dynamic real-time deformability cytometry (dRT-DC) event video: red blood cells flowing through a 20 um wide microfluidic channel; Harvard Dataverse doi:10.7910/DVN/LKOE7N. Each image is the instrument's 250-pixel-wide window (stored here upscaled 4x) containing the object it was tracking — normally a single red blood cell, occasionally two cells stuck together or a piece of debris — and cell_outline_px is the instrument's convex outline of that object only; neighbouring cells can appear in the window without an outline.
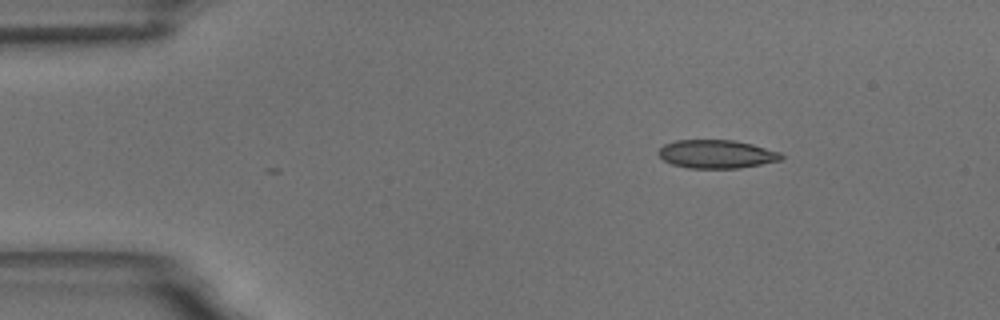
{"species": "common noctule bat (a hibernating species)", "species_latin": "Nyctalus noctula", "temperature_condition": "room temperature", "stored_images_in_passage": 3, "camera_frame_rate_fps": 3000, "um_per_image_px": 0.085, "animal": {"sex": "male", "body_mass_g": 18.8}, "frame": {"image": 1, "passage_image": 1, "time_ms": 0.0, "image_size_px": [1000, 320], "cell_outline_px": [[784, 160], [740, 168], [688, 168], [672, 164], [664, 160], [656, 152], [664, 144], [676, 140], [732, 140], [752, 144], [780, 152], [784, 156]], "centroid_in_image_um": [60.92, 13.1], "position_along_channel_um": 24.1, "area_um2": 20.4}}